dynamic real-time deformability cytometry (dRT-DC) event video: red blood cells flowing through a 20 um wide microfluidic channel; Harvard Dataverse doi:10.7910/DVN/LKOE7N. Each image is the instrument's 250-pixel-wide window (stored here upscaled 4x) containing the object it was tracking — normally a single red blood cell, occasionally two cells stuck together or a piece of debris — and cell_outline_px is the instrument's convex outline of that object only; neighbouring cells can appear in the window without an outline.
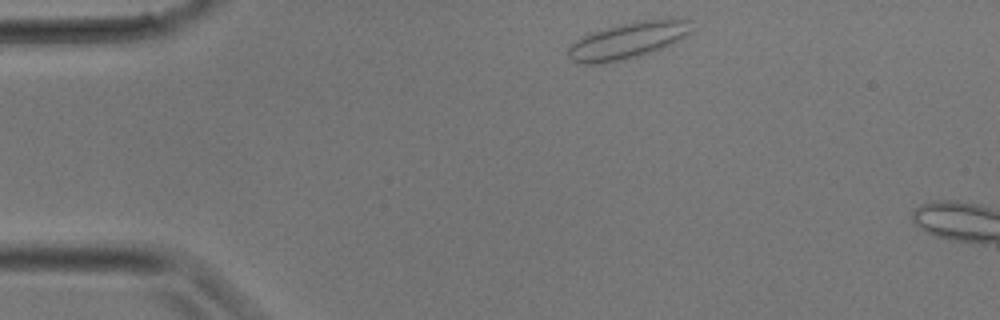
{"species": "common noctule bat (a hibernating species)", "species_latin": "Nyctalus noctula", "temperature_condition": "room temperature", "stored_images_in_passage": 3, "camera_frame_rate_fps": 3000, "um_per_image_px": 0.085, "animal": {"sex": "male", "body_mass_g": 17.9}, "frame": {"image": 1, "passage_image": 1, "time_ms": 0.0, "image_size_px": [1000, 320], "cell_outline_px": [[692, 32], [680, 40], [672, 44], [640, 56], [624, 60], [596, 64], [580, 64], [572, 60], [568, 56], [568, 48], [576, 40], [592, 32], [620, 24], [640, 20], [688, 20]], "centroid_in_image_um": [53.33, 3.47], "position_along_channel_um": 31.7, "area_um2": 25.78}}